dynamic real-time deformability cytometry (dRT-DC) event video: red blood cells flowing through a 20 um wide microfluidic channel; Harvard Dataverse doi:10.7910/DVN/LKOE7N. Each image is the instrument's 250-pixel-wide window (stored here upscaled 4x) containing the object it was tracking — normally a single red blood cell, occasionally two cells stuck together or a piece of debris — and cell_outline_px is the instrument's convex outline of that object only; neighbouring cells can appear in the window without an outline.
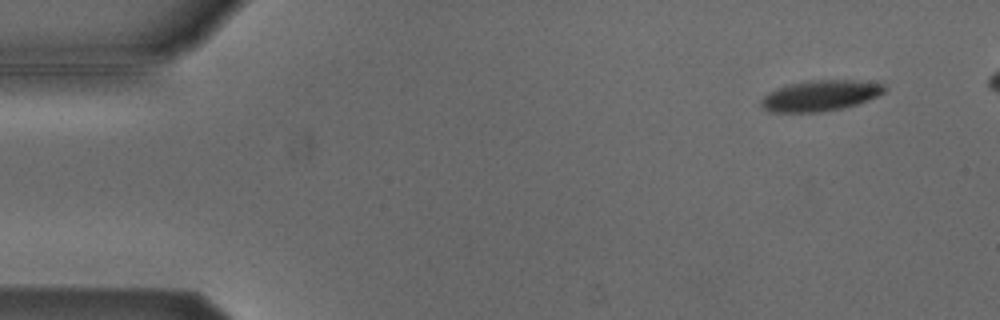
{"species": "Egyptian fruit bat (a non-hibernating species)", "species_latin": "Rousettus aegyptiacus", "temperature_condition": "cold", "stored_images_in_passage": 6, "camera_frame_rate_fps": 3000, "um_per_image_px": 0.085, "animal": {"sex": "male"}, "frame": {"image": 1, "passage_image": 2, "time_ms": 0.333, "image_size_px": [1000, 320], "cell_outline_px": [[888, 88], [884, 92], [868, 100], [856, 104], [824, 112], [768, 112], [760, 104], [760, 100], [768, 92], [776, 88], [788, 84], [812, 80], [852, 80], [884, 84]], "centroid_in_image_um": [69.69, 8.13], "position_along_channel_um": 15.3, "area_um2": 22.08}}